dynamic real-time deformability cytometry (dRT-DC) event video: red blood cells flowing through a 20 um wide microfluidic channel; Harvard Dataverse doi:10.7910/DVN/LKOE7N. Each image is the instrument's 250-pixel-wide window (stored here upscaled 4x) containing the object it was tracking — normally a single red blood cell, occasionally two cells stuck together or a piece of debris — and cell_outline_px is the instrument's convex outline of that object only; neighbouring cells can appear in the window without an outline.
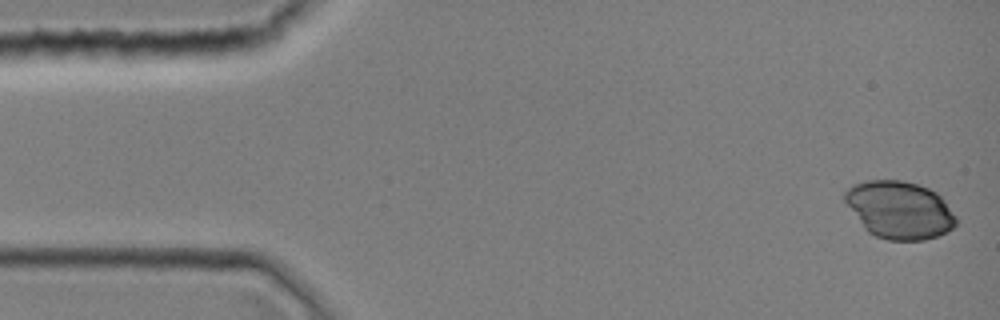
{"species": "common noctule bat (a hibernating species)", "species_latin": "Nyctalus noctula", "temperature_condition": "room temperature", "stored_images_in_passage": 39, "camera_frame_rate_fps": 3000, "um_per_image_px": 0.085, "animal": {"sex": "female", "body_mass_g": 19.0, "forearm_length_mm": 51.5}, "frame": {"image": 1, "passage_image": 1, "time_ms": 0.0, "image_size_px": [1000, 320], "cell_outline_px": [[956, 224], [952, 228], [936, 236], [924, 240], [888, 240], [876, 236], [868, 232], [864, 228], [844, 200], [844, 192], [852, 184], [868, 180], [904, 180], [928, 188], [936, 192], [944, 200], [956, 216]], "centroid_in_image_um": [76.44, 17.83], "position_along_channel_um": 8.6, "area_um2": 37.17}}